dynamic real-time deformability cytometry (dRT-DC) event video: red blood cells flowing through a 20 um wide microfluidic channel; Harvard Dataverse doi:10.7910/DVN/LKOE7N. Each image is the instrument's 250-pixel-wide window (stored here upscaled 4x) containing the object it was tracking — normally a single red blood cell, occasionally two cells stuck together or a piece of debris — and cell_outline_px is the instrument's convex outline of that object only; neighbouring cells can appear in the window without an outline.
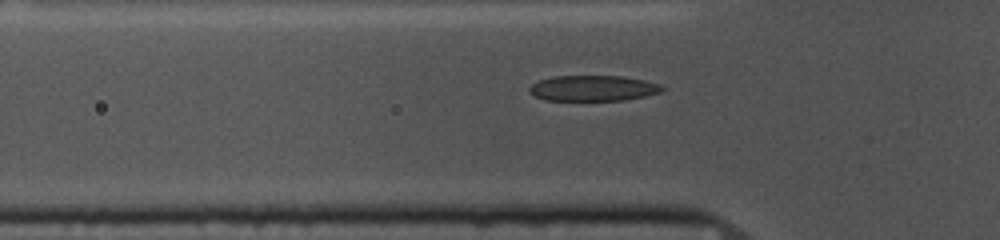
{"species": "common noctule bat (a hibernating species)", "species_latin": "Nyctalus noctula", "temperature_condition": "cold", "stored_images_in_passage": 42, "camera_frame_rate_fps": 3000, "um_per_image_px": 0.085, "animal": {"sex": "female", "body_mass_g": 10.0, "forearm_length_mm": 53.1}, "frame": {"image": 1, "passage_image": 15, "time_ms": 4.667, "image_size_px": [1000, 240], "cell_outline_px": [[664, 88], [660, 92], [644, 96], [624, 100], [544, 100], [528, 92], [528, 88], [532, 84], [540, 80], [552, 76], [620, 76], [644, 80], [660, 84]], "centroid_in_image_um": [50.38, 7.49], "position_along_channel_um": 75.4, "area_um2": 19.71}}
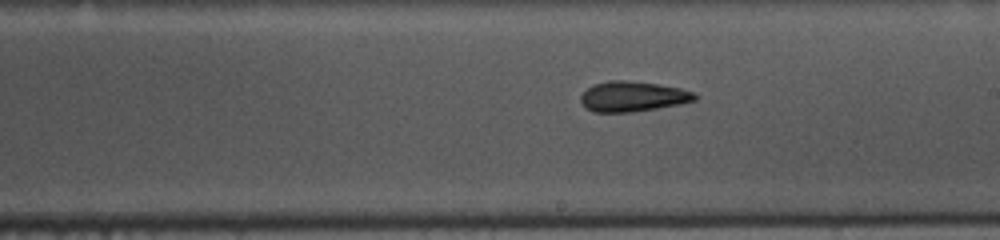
{"frame": {"image": 2, "passage_image": 28, "time_ms": 9.0, "image_size_px": [1000, 240], "cell_outline_px": [[696, 100], [680, 104], [632, 112], [592, 112], [584, 108], [580, 100], [580, 96], [592, 84], [608, 80], [624, 80], [656, 84], [680, 88], [692, 92], [696, 96]], "centroid_in_image_um": [53.72, 8.2], "position_along_channel_um": 235.3, "area_um2": 20.06}}
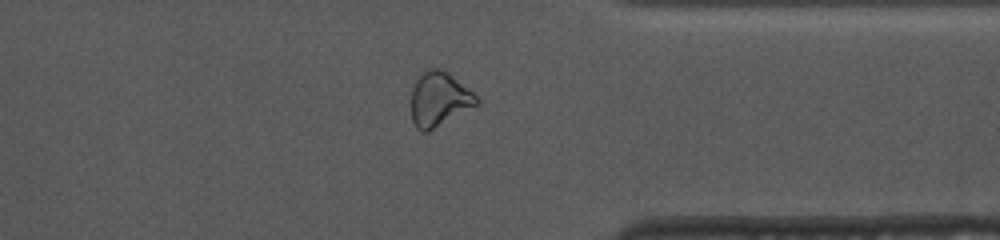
{"frame": {"image": 3, "passage_image": 40, "time_ms": 13.0, "image_size_px": [1000, 240], "cell_outline_px": [[480, 104], [428, 132], [420, 132], [416, 128], [412, 120], [412, 88], [416, 76], [424, 68], [440, 68], [448, 72], [472, 92], [480, 100]], "centroid_in_image_um": [37.31, 8.42], "position_along_channel_um": 374.1, "area_um2": 21.1}}